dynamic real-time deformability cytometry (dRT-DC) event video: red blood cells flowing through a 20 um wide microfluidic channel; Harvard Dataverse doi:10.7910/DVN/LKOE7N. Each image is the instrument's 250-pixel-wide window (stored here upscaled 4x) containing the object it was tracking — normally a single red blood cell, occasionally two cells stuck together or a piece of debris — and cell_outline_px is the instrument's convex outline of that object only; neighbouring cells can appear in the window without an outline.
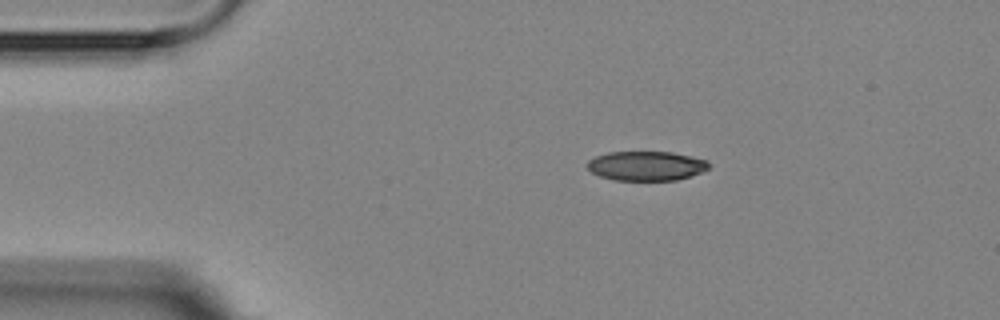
{"species": "Egyptian fruit bat (a non-hibernating species)", "species_latin": "Rousettus aegyptiacus", "temperature_condition": "room temperature", "stored_images_in_passage": 4, "segment_of_instrument_passage": [1, 2], "camera_frame_rate_fps": 3000, "um_per_image_px": 0.085, "animal": {"sex": "female"}, "frame": {"image": 1, "passage_image": 1, "time_ms": 0.0, "image_size_px": [1000, 320], "cell_outline_px": [[708, 168], [704, 172], [676, 180], [612, 180], [600, 176], [592, 172], [588, 168], [588, 160], [596, 156], [608, 152], [672, 152], [692, 156], [708, 160]], "centroid_in_image_um": [54.95, 14.1], "position_along_channel_um": 30.0, "area_um2": 20.87}}